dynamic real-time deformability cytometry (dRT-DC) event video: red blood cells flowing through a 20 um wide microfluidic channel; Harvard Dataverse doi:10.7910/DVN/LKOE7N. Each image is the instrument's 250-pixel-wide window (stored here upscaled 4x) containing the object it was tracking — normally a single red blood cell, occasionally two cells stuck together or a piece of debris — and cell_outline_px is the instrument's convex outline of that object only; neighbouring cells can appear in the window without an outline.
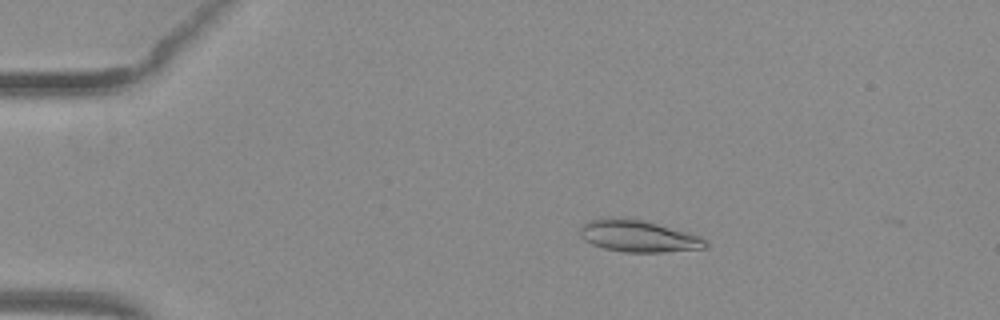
{"species": "common noctule bat (a hibernating species)", "species_latin": "Nyctalus noctula", "temperature_condition": "warm", "stored_images_in_passage": 52, "camera_frame_rate_fps": 3000, "um_per_image_px": 0.085, "animal": {"sex": "female", "body_mass_g": 29.2, "forearm_length_mm": 56.3}, "frame": {"image": 1, "passage_image": 10, "time_ms": 3.0, "image_size_px": [1000, 320], "cell_outline_px": [[708, 244], [704, 248], [664, 252], [624, 252], [604, 248], [592, 244], [584, 240], [580, 236], [580, 228], [588, 220], [644, 220], [688, 232], [700, 236]], "centroid_in_image_um": [54.29, 20.11], "position_along_channel_um": 30.7, "area_um2": 22.54}}
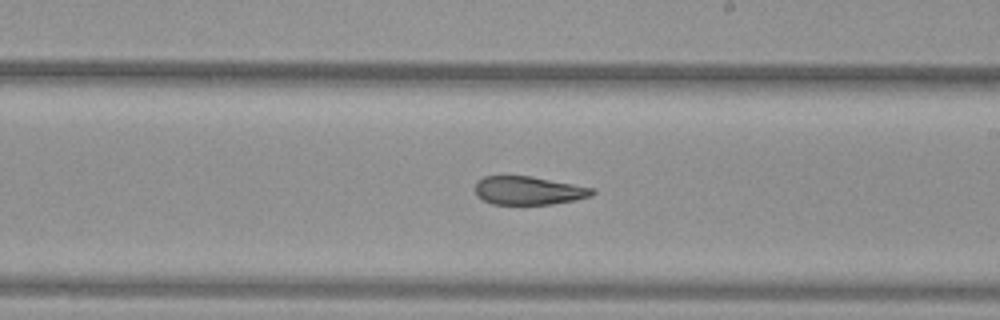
{"frame": {"image": 2, "passage_image": 31, "time_ms": 10.0, "image_size_px": [1000, 320], "cell_outline_px": [[596, 192], [592, 196], [576, 200], [552, 204], [492, 204], [476, 196], [476, 180], [484, 176], [532, 176], [596, 188]], "centroid_in_image_um": [44.96, 16.19], "position_along_channel_um": 244.0, "area_um2": 19.59}}
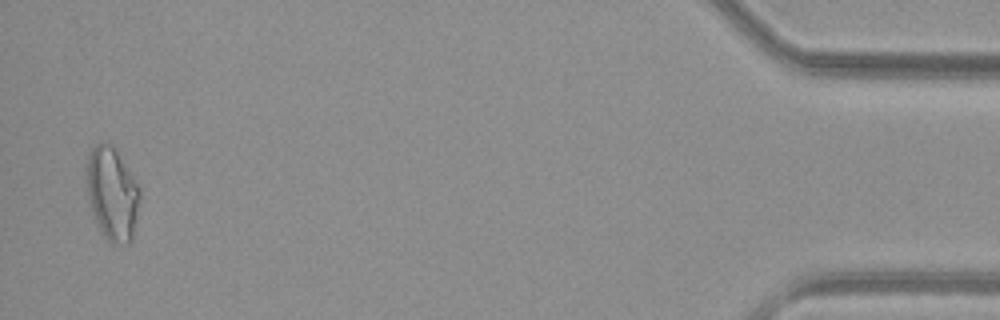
{"frame": {"image": 3, "passage_image": 51, "time_ms": 16.667, "image_size_px": [1000, 320], "cell_outline_px": [[140, 200], [132, 240], [128, 244], [112, 244], [100, 232], [92, 212], [88, 196], [84, 176], [84, 172], [88, 152], [96, 144], [104, 140], [112, 144], [116, 148], [140, 188]], "centroid_in_image_um": [9.51, 16.42], "position_along_channel_um": 425.7, "area_um2": 29.65}, "authors_computed_cell_mechanics": {"area_um2": 22.1085, "velocity_mm_per_s": 3.9975, "shape_relaxation_time_tau1_ms": null, "shape_relaxation_time_tau2_ms": 3.3895, "deformation_change_tau1": null, "deformation_change_tau2": 0.1115}}